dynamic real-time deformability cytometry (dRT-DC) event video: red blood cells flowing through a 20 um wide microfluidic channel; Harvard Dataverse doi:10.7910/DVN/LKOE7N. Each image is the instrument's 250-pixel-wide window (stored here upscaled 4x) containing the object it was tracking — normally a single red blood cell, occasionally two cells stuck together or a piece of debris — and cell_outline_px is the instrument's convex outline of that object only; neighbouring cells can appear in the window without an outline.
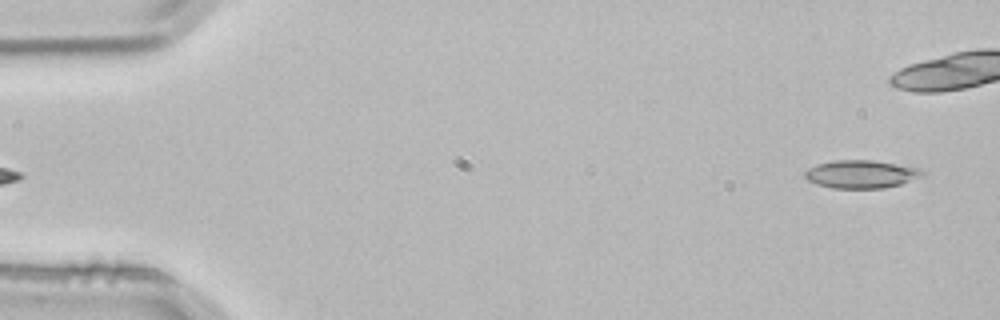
{"species": "common noctule bat (a hibernating species)", "species_latin": "Nyctalus noctula", "temperature_condition": "room temperature", "stored_images_in_passage": 4, "segment_of_instrument_passage": [2, 2], "camera_frame_rate_fps": 3000, "um_per_image_px": 0.085, "animal": {"sex": "male", "body_mass_g": 21.5, "forearm_length_mm": 52.0}, "frame": {"image": 1, "passage_image": 4, "time_ms": 1.0, "image_size_px": [1000, 320], "cell_outline_px": [[924, 176], [900, 184], [884, 188], [832, 188], [816, 184], [808, 180], [804, 176], [804, 172], [808, 168], [816, 164], [832, 160], [872, 160], [916, 168], [924, 172]], "centroid_in_image_um": [73.14, 14.8], "position_along_channel_um": 11.9, "area_um2": 19.07}}